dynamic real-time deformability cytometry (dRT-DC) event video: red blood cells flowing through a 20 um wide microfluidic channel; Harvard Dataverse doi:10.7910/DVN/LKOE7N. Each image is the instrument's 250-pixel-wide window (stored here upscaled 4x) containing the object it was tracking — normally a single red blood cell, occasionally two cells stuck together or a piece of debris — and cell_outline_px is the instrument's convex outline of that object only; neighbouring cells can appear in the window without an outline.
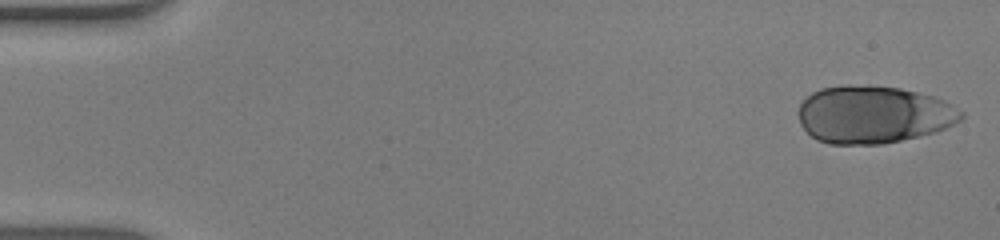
{"species": "human", "species_latin": "Homo sapiens", "temperature_condition": "warm", "stored_images_in_passage": 51, "camera_frame_rate_fps": 3000, "um_per_image_px": 0.085, "donor": {"sex": "male"}, "frame": {"image": 1, "passage_image": 1, "time_ms": 0.0, "image_size_px": [1000, 240], "cell_outline_px": [[964, 116], [960, 120], [936, 132], [884, 144], [828, 144], [816, 140], [800, 124], [796, 112], [800, 104], [812, 92], [820, 88], [840, 84], [848, 84], [900, 88], [932, 96], [944, 100], [964, 112]], "centroid_in_image_um": [74.2, 9.73], "position_along_channel_um": 10.8, "area_um2": 54.85}}
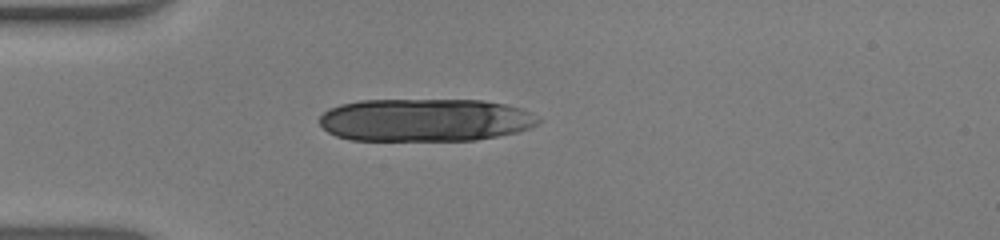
{"frame": {"image": 2, "passage_image": 14, "time_ms": 4.333, "image_size_px": [1000, 240], "cell_outline_px": [[540, 120], [536, 124], [528, 128], [516, 132], [476, 140], [352, 140], [336, 136], [328, 132], [320, 124], [320, 116], [328, 108], [340, 104], [360, 100], [484, 100], [504, 104], [520, 108], [528, 112]], "centroid_in_image_um": [36.08, 10.2], "position_along_channel_um": 48.9, "area_um2": 54.51}}